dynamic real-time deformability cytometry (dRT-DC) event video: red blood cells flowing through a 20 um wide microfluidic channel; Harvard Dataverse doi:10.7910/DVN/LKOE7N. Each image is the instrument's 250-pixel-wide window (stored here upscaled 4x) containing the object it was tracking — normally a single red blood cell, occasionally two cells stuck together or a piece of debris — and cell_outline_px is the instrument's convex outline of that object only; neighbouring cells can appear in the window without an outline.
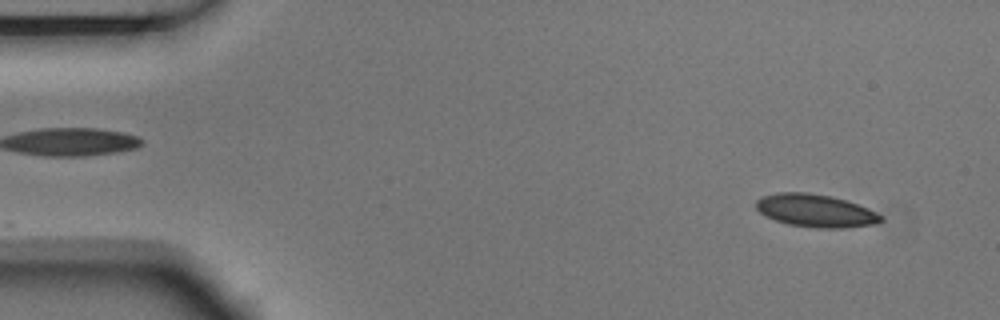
{"species": "Egyptian fruit bat (a non-hibernating species)", "species_latin": "Rousettus aegyptiacus", "temperature_condition": "room temperature", "stored_images_in_passage": 4, "camera_frame_rate_fps": 3000, "um_per_image_px": 0.085, "animal": {"sex": "male"}, "frame": {"image": 1, "passage_image": 1, "time_ms": 0.0, "image_size_px": [1000, 320], "cell_outline_px": [[884, 220], [876, 224], [844, 228], [816, 228], [788, 224], [764, 216], [756, 208], [756, 200], [760, 196], [776, 192], [808, 192], [828, 196], [844, 200], [868, 208], [876, 212]], "centroid_in_image_um": [69.28, 17.91], "position_along_channel_um": 15.7, "area_um2": 23.87}}
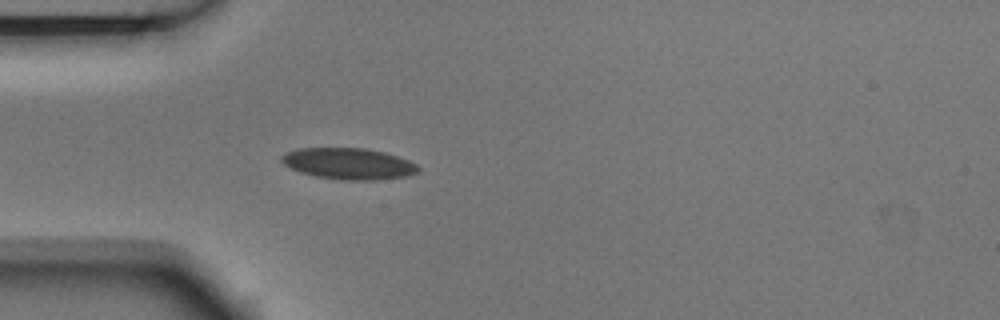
{"frame": {"image": 2, "passage_image": 4, "time_ms": 1.0, "image_size_px": [1000, 320], "cell_outline_px": [[420, 168], [416, 172], [408, 176], [372, 180], [344, 180], [316, 176], [300, 172], [284, 164], [280, 160], [280, 156], [284, 152], [300, 148], [364, 148], [384, 152], [408, 160], [416, 164]], "centroid_in_image_um": [29.6, 13.9], "position_along_channel_um": 55.4, "area_um2": 24.8}}